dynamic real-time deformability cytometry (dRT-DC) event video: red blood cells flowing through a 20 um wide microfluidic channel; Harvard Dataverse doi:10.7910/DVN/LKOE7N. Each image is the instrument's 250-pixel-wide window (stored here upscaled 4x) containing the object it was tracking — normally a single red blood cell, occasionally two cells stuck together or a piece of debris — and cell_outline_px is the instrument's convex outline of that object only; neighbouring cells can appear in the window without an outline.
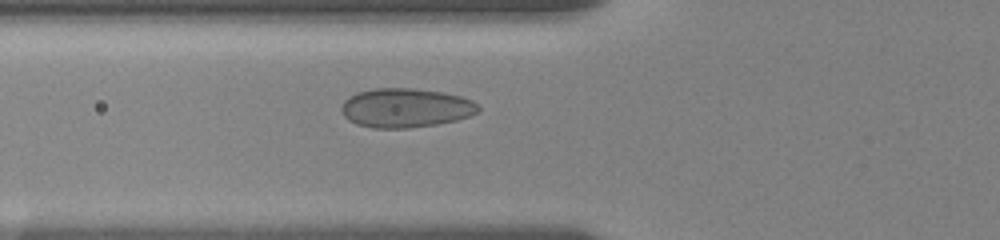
{"species": "human", "species_latin": "Homo sapiens", "temperature_condition": "room temperature", "stored_images_in_passage": 53, "camera_frame_rate_fps": 3000, "um_per_image_px": 0.085, "donor": {"sex": "female"}, "frame": {"image": 1, "passage_image": 20, "time_ms": 6.0, "image_size_px": [1000, 240], "cell_outline_px": [[480, 112], [456, 120], [436, 124], [408, 128], [372, 128], [356, 124], [348, 120], [344, 116], [340, 108], [344, 100], [360, 92], [372, 88], [412, 88], [440, 92], [460, 96], [472, 100], [480, 108]], "centroid_in_image_um": [34.47, 9.18], "position_along_channel_um": 91.3, "area_um2": 31.15}}
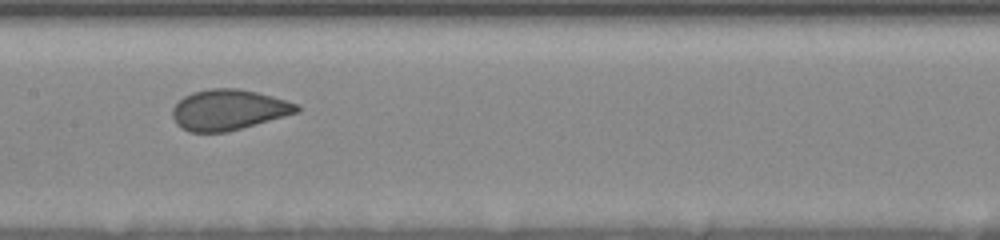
{"frame": {"image": 2, "passage_image": 35, "time_ms": 8.667, "image_size_px": [1000, 240], "cell_outline_px": [[300, 112], [228, 132], [188, 132], [180, 128], [176, 124], [172, 116], [172, 108], [184, 96], [192, 92], [212, 88], [236, 88], [256, 92], [272, 96], [300, 104]], "centroid_in_image_um": [19.43, 9.34], "position_along_channel_um": 188.0, "area_um2": 29.59}}
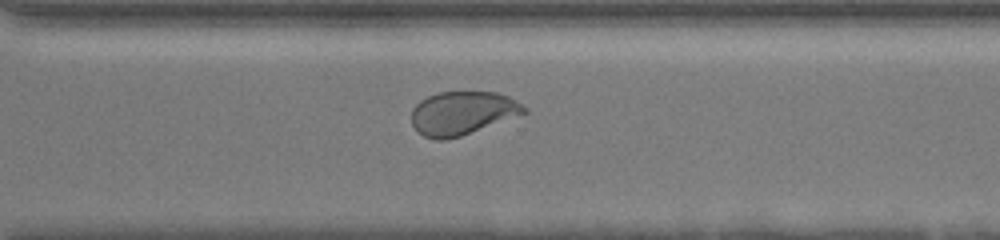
{"frame": {"image": 3, "passage_image": 50, "time_ms": 12.667, "image_size_px": [1000, 240], "cell_outline_px": [[528, 112], [460, 136], [444, 140], [436, 140], [424, 136], [412, 124], [412, 108], [420, 100], [436, 92], [496, 92], [508, 96], [528, 108]], "centroid_in_image_um": [39.29, 9.6], "position_along_channel_um": 331.3, "area_um2": 28.32}}